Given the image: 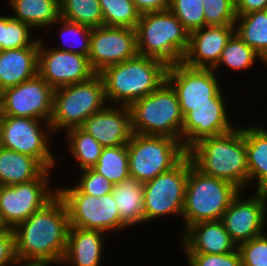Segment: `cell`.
Wrapping results in <instances>:
<instances>
[{
  "instance_id": "e575fe53",
  "label": "cell",
  "mask_w": 267,
  "mask_h": 266,
  "mask_svg": "<svg viewBox=\"0 0 267 266\" xmlns=\"http://www.w3.org/2000/svg\"><path fill=\"white\" fill-rule=\"evenodd\" d=\"M205 26H235V5L230 0H203Z\"/></svg>"
},
{
  "instance_id": "603a6c76",
  "label": "cell",
  "mask_w": 267,
  "mask_h": 266,
  "mask_svg": "<svg viewBox=\"0 0 267 266\" xmlns=\"http://www.w3.org/2000/svg\"><path fill=\"white\" fill-rule=\"evenodd\" d=\"M105 232L100 230L70 227L63 263L73 266H99L103 251Z\"/></svg>"
},
{
  "instance_id": "60d3db41",
  "label": "cell",
  "mask_w": 267,
  "mask_h": 266,
  "mask_svg": "<svg viewBox=\"0 0 267 266\" xmlns=\"http://www.w3.org/2000/svg\"><path fill=\"white\" fill-rule=\"evenodd\" d=\"M17 260L15 253V236L12 228L0 233V266L13 265Z\"/></svg>"
},
{
  "instance_id": "5bb4252c",
  "label": "cell",
  "mask_w": 267,
  "mask_h": 266,
  "mask_svg": "<svg viewBox=\"0 0 267 266\" xmlns=\"http://www.w3.org/2000/svg\"><path fill=\"white\" fill-rule=\"evenodd\" d=\"M137 55L135 29L108 26L92 28L88 60L96 74L108 66L119 64Z\"/></svg>"
},
{
  "instance_id": "5b68a950",
  "label": "cell",
  "mask_w": 267,
  "mask_h": 266,
  "mask_svg": "<svg viewBox=\"0 0 267 266\" xmlns=\"http://www.w3.org/2000/svg\"><path fill=\"white\" fill-rule=\"evenodd\" d=\"M232 183L204 174L189 157V173L186 184L182 218L185 229L201 221L222 219L231 200L239 193Z\"/></svg>"
},
{
  "instance_id": "7402d4cb",
  "label": "cell",
  "mask_w": 267,
  "mask_h": 266,
  "mask_svg": "<svg viewBox=\"0 0 267 266\" xmlns=\"http://www.w3.org/2000/svg\"><path fill=\"white\" fill-rule=\"evenodd\" d=\"M39 40L28 47L0 50V89L17 86L38 74Z\"/></svg>"
},
{
  "instance_id": "277c9868",
  "label": "cell",
  "mask_w": 267,
  "mask_h": 266,
  "mask_svg": "<svg viewBox=\"0 0 267 266\" xmlns=\"http://www.w3.org/2000/svg\"><path fill=\"white\" fill-rule=\"evenodd\" d=\"M135 31L138 55L161 60L167 66L182 62L189 32L169 9L141 14Z\"/></svg>"
},
{
  "instance_id": "8d00e7d4",
  "label": "cell",
  "mask_w": 267,
  "mask_h": 266,
  "mask_svg": "<svg viewBox=\"0 0 267 266\" xmlns=\"http://www.w3.org/2000/svg\"><path fill=\"white\" fill-rule=\"evenodd\" d=\"M32 28L11 16H6V28L3 35V50L18 49L31 46L35 40H31Z\"/></svg>"
},
{
  "instance_id": "d590c367",
  "label": "cell",
  "mask_w": 267,
  "mask_h": 266,
  "mask_svg": "<svg viewBox=\"0 0 267 266\" xmlns=\"http://www.w3.org/2000/svg\"><path fill=\"white\" fill-rule=\"evenodd\" d=\"M59 22L62 24L61 26V37H65L64 40L67 43V37L73 39V42H71V44L68 43L69 47H57L56 49L61 50V51H67V52H72V53H78L84 56H89V50H90V35H91V30L92 28L85 26V25H80L78 23H73V22H69L66 21L62 18L59 19ZM81 39H80V37ZM73 37V38H72ZM79 37V39L81 40V44L80 43H75V38ZM62 38V40H63ZM78 39V38H77ZM63 41V42H64ZM79 41V40H78ZM64 43V44H66ZM77 44V45H76ZM67 44L65 46H68ZM73 45V46H72Z\"/></svg>"
},
{
  "instance_id": "ab89813d",
  "label": "cell",
  "mask_w": 267,
  "mask_h": 266,
  "mask_svg": "<svg viewBox=\"0 0 267 266\" xmlns=\"http://www.w3.org/2000/svg\"><path fill=\"white\" fill-rule=\"evenodd\" d=\"M189 266H242L238 248L224 254L185 253Z\"/></svg>"
},
{
  "instance_id": "7c38bea8",
  "label": "cell",
  "mask_w": 267,
  "mask_h": 266,
  "mask_svg": "<svg viewBox=\"0 0 267 266\" xmlns=\"http://www.w3.org/2000/svg\"><path fill=\"white\" fill-rule=\"evenodd\" d=\"M54 89L39 75L2 91L0 115L45 119L46 131L53 112Z\"/></svg>"
},
{
  "instance_id": "8992f818",
  "label": "cell",
  "mask_w": 267,
  "mask_h": 266,
  "mask_svg": "<svg viewBox=\"0 0 267 266\" xmlns=\"http://www.w3.org/2000/svg\"><path fill=\"white\" fill-rule=\"evenodd\" d=\"M129 108L134 134L167 136L181 142L183 115L176 92L167 81Z\"/></svg>"
},
{
  "instance_id": "e0dca14e",
  "label": "cell",
  "mask_w": 267,
  "mask_h": 266,
  "mask_svg": "<svg viewBox=\"0 0 267 266\" xmlns=\"http://www.w3.org/2000/svg\"><path fill=\"white\" fill-rule=\"evenodd\" d=\"M239 193L231 200L221 221L237 247L263 234L267 210V192H258L252 198L242 199Z\"/></svg>"
},
{
  "instance_id": "83f0119b",
  "label": "cell",
  "mask_w": 267,
  "mask_h": 266,
  "mask_svg": "<svg viewBox=\"0 0 267 266\" xmlns=\"http://www.w3.org/2000/svg\"><path fill=\"white\" fill-rule=\"evenodd\" d=\"M235 34L260 58L265 55L267 53V9L237 15Z\"/></svg>"
},
{
  "instance_id": "52a82bcc",
  "label": "cell",
  "mask_w": 267,
  "mask_h": 266,
  "mask_svg": "<svg viewBox=\"0 0 267 266\" xmlns=\"http://www.w3.org/2000/svg\"><path fill=\"white\" fill-rule=\"evenodd\" d=\"M104 82L100 74L89 80L54 89L53 112L49 122L52 133L60 129L81 127L92 114L107 105Z\"/></svg>"
},
{
  "instance_id": "484cf974",
  "label": "cell",
  "mask_w": 267,
  "mask_h": 266,
  "mask_svg": "<svg viewBox=\"0 0 267 266\" xmlns=\"http://www.w3.org/2000/svg\"><path fill=\"white\" fill-rule=\"evenodd\" d=\"M44 170L35 158L0 146V186L32 181Z\"/></svg>"
},
{
  "instance_id": "ba28073f",
  "label": "cell",
  "mask_w": 267,
  "mask_h": 266,
  "mask_svg": "<svg viewBox=\"0 0 267 266\" xmlns=\"http://www.w3.org/2000/svg\"><path fill=\"white\" fill-rule=\"evenodd\" d=\"M129 175L147 182L175 167L186 155L182 143L172 137L133 134L127 144Z\"/></svg>"
},
{
  "instance_id": "30bf717a",
  "label": "cell",
  "mask_w": 267,
  "mask_h": 266,
  "mask_svg": "<svg viewBox=\"0 0 267 266\" xmlns=\"http://www.w3.org/2000/svg\"><path fill=\"white\" fill-rule=\"evenodd\" d=\"M188 173L189 156L186 155L171 170L144 183L145 222L167 214L182 216Z\"/></svg>"
},
{
  "instance_id": "4fadbf2b",
  "label": "cell",
  "mask_w": 267,
  "mask_h": 266,
  "mask_svg": "<svg viewBox=\"0 0 267 266\" xmlns=\"http://www.w3.org/2000/svg\"><path fill=\"white\" fill-rule=\"evenodd\" d=\"M42 127L40 119L0 115V146L29 155L51 170L55 158Z\"/></svg>"
},
{
  "instance_id": "9c48e42d",
  "label": "cell",
  "mask_w": 267,
  "mask_h": 266,
  "mask_svg": "<svg viewBox=\"0 0 267 266\" xmlns=\"http://www.w3.org/2000/svg\"><path fill=\"white\" fill-rule=\"evenodd\" d=\"M58 196L64 201L70 227L107 231H121L125 226L112 193L101 197L82 193L76 186L57 188Z\"/></svg>"
},
{
  "instance_id": "1f68e13d",
  "label": "cell",
  "mask_w": 267,
  "mask_h": 266,
  "mask_svg": "<svg viewBox=\"0 0 267 266\" xmlns=\"http://www.w3.org/2000/svg\"><path fill=\"white\" fill-rule=\"evenodd\" d=\"M103 26L135 29L141 13L132 0H99Z\"/></svg>"
},
{
  "instance_id": "bcb514c9",
  "label": "cell",
  "mask_w": 267,
  "mask_h": 266,
  "mask_svg": "<svg viewBox=\"0 0 267 266\" xmlns=\"http://www.w3.org/2000/svg\"><path fill=\"white\" fill-rule=\"evenodd\" d=\"M10 228L7 226V224L4 222L3 217L1 215L0 212V233H3L7 230H9Z\"/></svg>"
},
{
  "instance_id": "4dcf8cb0",
  "label": "cell",
  "mask_w": 267,
  "mask_h": 266,
  "mask_svg": "<svg viewBox=\"0 0 267 266\" xmlns=\"http://www.w3.org/2000/svg\"><path fill=\"white\" fill-rule=\"evenodd\" d=\"M70 141L69 150L82 170L92 168L101 156L103 146L81 127L66 132Z\"/></svg>"
},
{
  "instance_id": "44dd1931",
  "label": "cell",
  "mask_w": 267,
  "mask_h": 266,
  "mask_svg": "<svg viewBox=\"0 0 267 266\" xmlns=\"http://www.w3.org/2000/svg\"><path fill=\"white\" fill-rule=\"evenodd\" d=\"M183 232L185 253L224 254L238 247L232 241L221 220L201 221Z\"/></svg>"
},
{
  "instance_id": "7bdbcfd3",
  "label": "cell",
  "mask_w": 267,
  "mask_h": 266,
  "mask_svg": "<svg viewBox=\"0 0 267 266\" xmlns=\"http://www.w3.org/2000/svg\"><path fill=\"white\" fill-rule=\"evenodd\" d=\"M266 9L267 0H239L235 5L236 15H245L253 11Z\"/></svg>"
},
{
  "instance_id": "ffe728a7",
  "label": "cell",
  "mask_w": 267,
  "mask_h": 266,
  "mask_svg": "<svg viewBox=\"0 0 267 266\" xmlns=\"http://www.w3.org/2000/svg\"><path fill=\"white\" fill-rule=\"evenodd\" d=\"M234 33L235 26H205L192 31L182 62L192 68H216L222 50Z\"/></svg>"
},
{
  "instance_id": "9a60e30c",
  "label": "cell",
  "mask_w": 267,
  "mask_h": 266,
  "mask_svg": "<svg viewBox=\"0 0 267 266\" xmlns=\"http://www.w3.org/2000/svg\"><path fill=\"white\" fill-rule=\"evenodd\" d=\"M224 99L220 93L211 104L180 105L183 115L181 143L186 150L203 138L223 135L234 129L227 117Z\"/></svg>"
},
{
  "instance_id": "f35d334b",
  "label": "cell",
  "mask_w": 267,
  "mask_h": 266,
  "mask_svg": "<svg viewBox=\"0 0 267 266\" xmlns=\"http://www.w3.org/2000/svg\"><path fill=\"white\" fill-rule=\"evenodd\" d=\"M77 185H75L82 193L101 197L112 193L114 184L106 177L97 173L92 168L84 169Z\"/></svg>"
},
{
  "instance_id": "4316f807",
  "label": "cell",
  "mask_w": 267,
  "mask_h": 266,
  "mask_svg": "<svg viewBox=\"0 0 267 266\" xmlns=\"http://www.w3.org/2000/svg\"><path fill=\"white\" fill-rule=\"evenodd\" d=\"M14 19H17L31 28H45L59 23V0H8ZM44 26V27H43Z\"/></svg>"
},
{
  "instance_id": "c3c4849f",
  "label": "cell",
  "mask_w": 267,
  "mask_h": 266,
  "mask_svg": "<svg viewBox=\"0 0 267 266\" xmlns=\"http://www.w3.org/2000/svg\"><path fill=\"white\" fill-rule=\"evenodd\" d=\"M2 109V90L0 89V112Z\"/></svg>"
},
{
  "instance_id": "ac0fdd59",
  "label": "cell",
  "mask_w": 267,
  "mask_h": 266,
  "mask_svg": "<svg viewBox=\"0 0 267 266\" xmlns=\"http://www.w3.org/2000/svg\"><path fill=\"white\" fill-rule=\"evenodd\" d=\"M214 71L179 62L167 67L166 81L175 90L180 105L211 104L221 93Z\"/></svg>"
},
{
  "instance_id": "681fc988",
  "label": "cell",
  "mask_w": 267,
  "mask_h": 266,
  "mask_svg": "<svg viewBox=\"0 0 267 266\" xmlns=\"http://www.w3.org/2000/svg\"><path fill=\"white\" fill-rule=\"evenodd\" d=\"M234 5H236L238 2H239V0H230Z\"/></svg>"
},
{
  "instance_id": "f6af8a7d",
  "label": "cell",
  "mask_w": 267,
  "mask_h": 266,
  "mask_svg": "<svg viewBox=\"0 0 267 266\" xmlns=\"http://www.w3.org/2000/svg\"><path fill=\"white\" fill-rule=\"evenodd\" d=\"M6 28V16H0V50H3V35Z\"/></svg>"
},
{
  "instance_id": "8fae6325",
  "label": "cell",
  "mask_w": 267,
  "mask_h": 266,
  "mask_svg": "<svg viewBox=\"0 0 267 266\" xmlns=\"http://www.w3.org/2000/svg\"><path fill=\"white\" fill-rule=\"evenodd\" d=\"M49 171L45 169L29 182L0 186V212L9 228L28 219L57 195V189H49Z\"/></svg>"
},
{
  "instance_id": "ee69618b",
  "label": "cell",
  "mask_w": 267,
  "mask_h": 266,
  "mask_svg": "<svg viewBox=\"0 0 267 266\" xmlns=\"http://www.w3.org/2000/svg\"><path fill=\"white\" fill-rule=\"evenodd\" d=\"M23 264V265H21ZM51 263L48 261H34V260H19L17 259L13 265L18 266H49Z\"/></svg>"
},
{
  "instance_id": "b9f144b4",
  "label": "cell",
  "mask_w": 267,
  "mask_h": 266,
  "mask_svg": "<svg viewBox=\"0 0 267 266\" xmlns=\"http://www.w3.org/2000/svg\"><path fill=\"white\" fill-rule=\"evenodd\" d=\"M137 10L143 14L148 12L164 11L170 7V0H132Z\"/></svg>"
},
{
  "instance_id": "cb8c5ba5",
  "label": "cell",
  "mask_w": 267,
  "mask_h": 266,
  "mask_svg": "<svg viewBox=\"0 0 267 266\" xmlns=\"http://www.w3.org/2000/svg\"><path fill=\"white\" fill-rule=\"evenodd\" d=\"M112 195L120 214V221L125 227L145 222L144 182L129 176L114 184Z\"/></svg>"
},
{
  "instance_id": "6da1fadb",
  "label": "cell",
  "mask_w": 267,
  "mask_h": 266,
  "mask_svg": "<svg viewBox=\"0 0 267 266\" xmlns=\"http://www.w3.org/2000/svg\"><path fill=\"white\" fill-rule=\"evenodd\" d=\"M69 229L66 205L57 194L13 228L17 259L60 264L66 252Z\"/></svg>"
},
{
  "instance_id": "d4e9b609",
  "label": "cell",
  "mask_w": 267,
  "mask_h": 266,
  "mask_svg": "<svg viewBox=\"0 0 267 266\" xmlns=\"http://www.w3.org/2000/svg\"><path fill=\"white\" fill-rule=\"evenodd\" d=\"M249 185L258 181V192H267V129L261 126L244 127Z\"/></svg>"
},
{
  "instance_id": "7dc6e473",
  "label": "cell",
  "mask_w": 267,
  "mask_h": 266,
  "mask_svg": "<svg viewBox=\"0 0 267 266\" xmlns=\"http://www.w3.org/2000/svg\"><path fill=\"white\" fill-rule=\"evenodd\" d=\"M260 60L267 64V53L263 55Z\"/></svg>"
},
{
  "instance_id": "3957f363",
  "label": "cell",
  "mask_w": 267,
  "mask_h": 266,
  "mask_svg": "<svg viewBox=\"0 0 267 266\" xmlns=\"http://www.w3.org/2000/svg\"><path fill=\"white\" fill-rule=\"evenodd\" d=\"M167 67L161 60L141 55L106 67L99 74L107 102L130 107L166 81Z\"/></svg>"
},
{
  "instance_id": "7a4b0ae2",
  "label": "cell",
  "mask_w": 267,
  "mask_h": 266,
  "mask_svg": "<svg viewBox=\"0 0 267 266\" xmlns=\"http://www.w3.org/2000/svg\"><path fill=\"white\" fill-rule=\"evenodd\" d=\"M187 155L204 174L226 180L240 191L249 185L243 128L203 138L187 150Z\"/></svg>"
},
{
  "instance_id": "f1b7e54d",
  "label": "cell",
  "mask_w": 267,
  "mask_h": 266,
  "mask_svg": "<svg viewBox=\"0 0 267 266\" xmlns=\"http://www.w3.org/2000/svg\"><path fill=\"white\" fill-rule=\"evenodd\" d=\"M60 18L90 28L103 26L99 0H59Z\"/></svg>"
},
{
  "instance_id": "74e56055",
  "label": "cell",
  "mask_w": 267,
  "mask_h": 266,
  "mask_svg": "<svg viewBox=\"0 0 267 266\" xmlns=\"http://www.w3.org/2000/svg\"><path fill=\"white\" fill-rule=\"evenodd\" d=\"M242 266H267V236L261 234L238 246Z\"/></svg>"
},
{
  "instance_id": "f546056e",
  "label": "cell",
  "mask_w": 267,
  "mask_h": 266,
  "mask_svg": "<svg viewBox=\"0 0 267 266\" xmlns=\"http://www.w3.org/2000/svg\"><path fill=\"white\" fill-rule=\"evenodd\" d=\"M128 163L127 145L104 147L92 169L116 184L130 176Z\"/></svg>"
},
{
  "instance_id": "836d02e7",
  "label": "cell",
  "mask_w": 267,
  "mask_h": 266,
  "mask_svg": "<svg viewBox=\"0 0 267 266\" xmlns=\"http://www.w3.org/2000/svg\"><path fill=\"white\" fill-rule=\"evenodd\" d=\"M169 10L189 33L204 27L203 0H170Z\"/></svg>"
},
{
  "instance_id": "2e32d148",
  "label": "cell",
  "mask_w": 267,
  "mask_h": 266,
  "mask_svg": "<svg viewBox=\"0 0 267 266\" xmlns=\"http://www.w3.org/2000/svg\"><path fill=\"white\" fill-rule=\"evenodd\" d=\"M38 74L53 88L57 89L89 80L96 73L87 56L61 51L53 47L44 48L39 40Z\"/></svg>"
},
{
  "instance_id": "d6a6232c",
  "label": "cell",
  "mask_w": 267,
  "mask_h": 266,
  "mask_svg": "<svg viewBox=\"0 0 267 266\" xmlns=\"http://www.w3.org/2000/svg\"><path fill=\"white\" fill-rule=\"evenodd\" d=\"M256 57L261 59L251 47L234 33L222 50L218 66H216L214 70H216L221 63L235 70L247 69L254 64Z\"/></svg>"
},
{
  "instance_id": "d6986e66",
  "label": "cell",
  "mask_w": 267,
  "mask_h": 266,
  "mask_svg": "<svg viewBox=\"0 0 267 266\" xmlns=\"http://www.w3.org/2000/svg\"><path fill=\"white\" fill-rule=\"evenodd\" d=\"M108 104L92 114L81 128L93 136L103 147L127 145L133 136L132 114L128 106Z\"/></svg>"
}]
</instances>
